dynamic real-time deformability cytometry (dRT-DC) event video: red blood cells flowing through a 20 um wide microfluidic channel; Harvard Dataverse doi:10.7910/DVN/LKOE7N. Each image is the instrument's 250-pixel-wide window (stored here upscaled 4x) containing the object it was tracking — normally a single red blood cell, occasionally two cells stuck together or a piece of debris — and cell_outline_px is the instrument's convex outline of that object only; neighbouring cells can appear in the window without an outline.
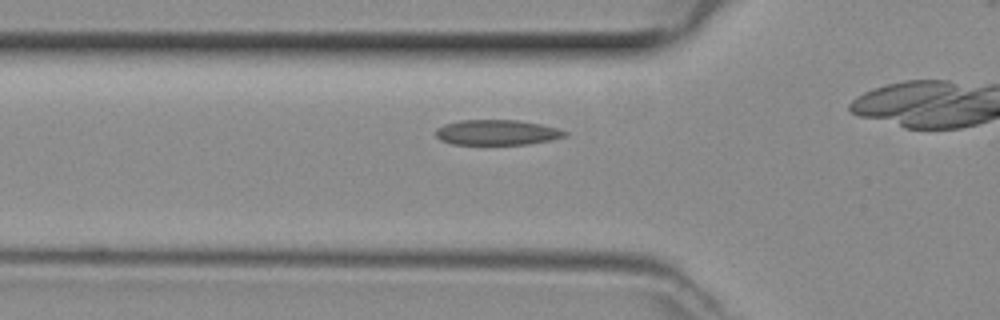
{"species": "common noctule bat (a hibernating species)", "species_latin": "Nyctalus noctula", "temperature_condition": "room temperature", "stored_images_in_passage": 27, "camera_frame_rate_fps": 3000, "um_per_image_px": 0.085, "animal": {"sex": "female", "body_mass_g": 29.2, "forearm_length_mm": 56.3}, "frame": {"image": 1, "passage_image": 8, "time_ms": 2.333, "image_size_px": [1000, 320], "cell_outline_px": [[568, 132], [564, 136], [548, 140], [528, 144], [452, 144], [440, 140], [436, 136], [436, 128], [444, 124], [460, 120], [516, 120], [540, 124], [556, 128]], "centroid_in_image_um": [42.18, 11.25], "position_along_channel_um": 83.6, "area_um2": 18.79}}
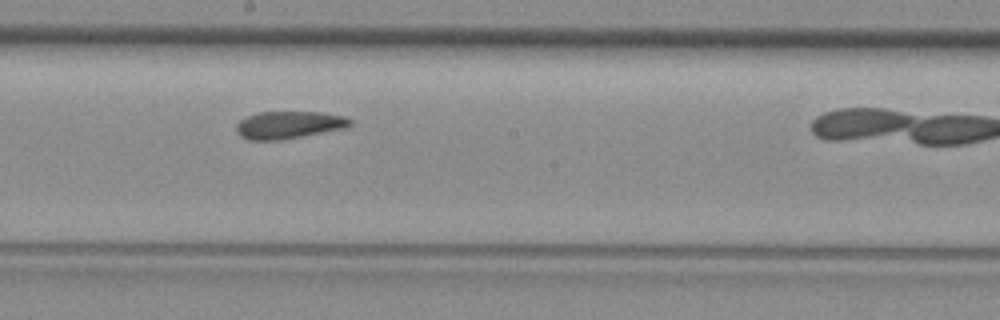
{"frame": {"image": 2, "passage_image": 18, "time_ms": 5.667, "image_size_px": [1000, 320], "cell_outline_px": [[352, 124], [344, 128], [280, 140], [248, 140], [240, 136], [236, 132], [236, 124], [240, 120], [248, 116], [260, 112], [320, 112], [344, 116], [352, 120]], "centroid_in_image_um": [24.52, 10.62], "position_along_channel_um": 223.7, "area_um2": 18.09}}
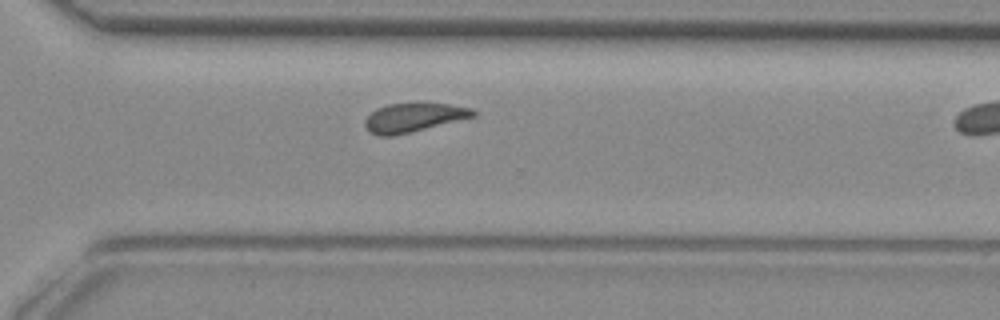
{"frame": {"image": 3, "passage_image": 26, "time_ms": 8.333, "image_size_px": [1000, 320], "cell_outline_px": [[476, 116], [392, 136], [380, 136], [368, 132], [364, 124], [364, 120], [376, 108], [388, 104], [448, 104], [472, 108], [476, 112]], "centroid_in_image_um": [35.12, 10.0], "position_along_channel_um": 335.5, "area_um2": 17.86}}